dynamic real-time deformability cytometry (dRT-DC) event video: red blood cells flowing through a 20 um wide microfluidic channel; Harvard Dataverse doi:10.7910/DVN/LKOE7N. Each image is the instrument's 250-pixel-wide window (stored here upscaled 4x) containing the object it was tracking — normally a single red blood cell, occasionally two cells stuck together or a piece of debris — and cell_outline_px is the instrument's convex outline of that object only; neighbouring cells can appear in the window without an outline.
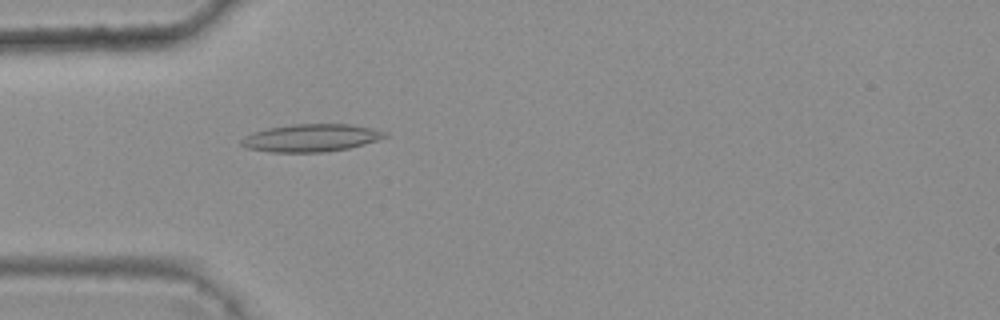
{"species": "common noctule bat (a hibernating species)", "species_latin": "Nyctalus noctula", "temperature_condition": "warm", "stored_images_in_passage": 3, "camera_frame_rate_fps": 3000, "um_per_image_px": 0.085, "animal": {"sex": "female", "body_mass_g": 25.1}, "frame": {"image": 1, "passage_image": 3, "time_ms": 0.667, "image_size_px": [1000, 320], "cell_outline_px": [[388, 136], [364, 144], [348, 148], [324, 152], [272, 152], [248, 148], [240, 144], [240, 140], [244, 136], [252, 132], [268, 128], [292, 124], [352, 124], [372, 128], [388, 132]], "centroid_in_image_um": [26.44, 11.71], "position_along_channel_um": 58.6, "area_um2": 23.12}}